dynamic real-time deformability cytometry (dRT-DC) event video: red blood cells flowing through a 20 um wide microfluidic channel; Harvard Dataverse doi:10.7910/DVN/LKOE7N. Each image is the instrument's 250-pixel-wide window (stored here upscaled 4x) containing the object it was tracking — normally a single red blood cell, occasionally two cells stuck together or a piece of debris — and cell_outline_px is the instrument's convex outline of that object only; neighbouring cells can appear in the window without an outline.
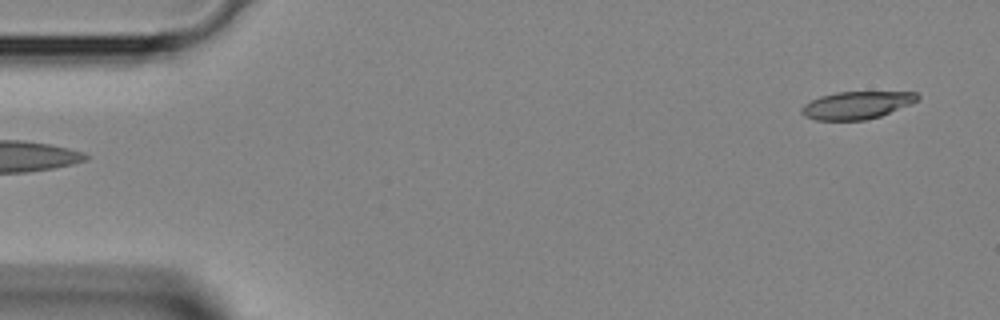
{"species": "Egyptian fruit bat (a non-hibernating species)", "species_latin": "Rousettus aegyptiacus", "temperature_condition": "room temperature", "stored_images_in_passage": 10, "camera_frame_rate_fps": 3000, "um_per_image_px": 0.085, "animal": {"sex": "female"}, "frame": {"image": 1, "passage_image": 1, "time_ms": 0.0, "image_size_px": [1000, 320], "cell_outline_px": [[920, 96], [912, 104], [880, 116], [864, 120], [816, 120], [804, 116], [800, 112], [800, 108], [804, 104], [820, 96], [836, 92], [916, 92]], "centroid_in_image_um": [72.8, 8.94], "position_along_channel_um": 12.2, "area_um2": 18.61}}
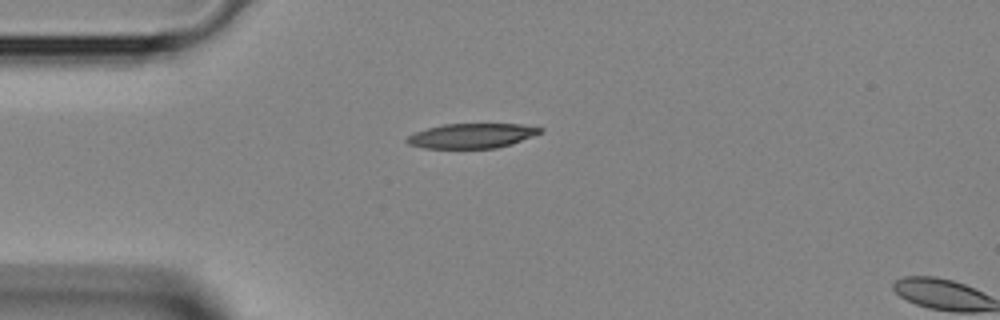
{"frame": {"image": 2, "passage_image": 9, "time_ms": 2.667, "image_size_px": [1000, 320], "cell_outline_px": [[544, 132], [512, 144], [496, 148], [424, 148], [408, 144], [404, 140], [408, 136], [416, 132], [428, 128], [444, 124], [524, 124], [544, 128]], "centroid_in_image_um": [40.15, 11.54], "position_along_channel_um": 44.9, "area_um2": 19.31}}